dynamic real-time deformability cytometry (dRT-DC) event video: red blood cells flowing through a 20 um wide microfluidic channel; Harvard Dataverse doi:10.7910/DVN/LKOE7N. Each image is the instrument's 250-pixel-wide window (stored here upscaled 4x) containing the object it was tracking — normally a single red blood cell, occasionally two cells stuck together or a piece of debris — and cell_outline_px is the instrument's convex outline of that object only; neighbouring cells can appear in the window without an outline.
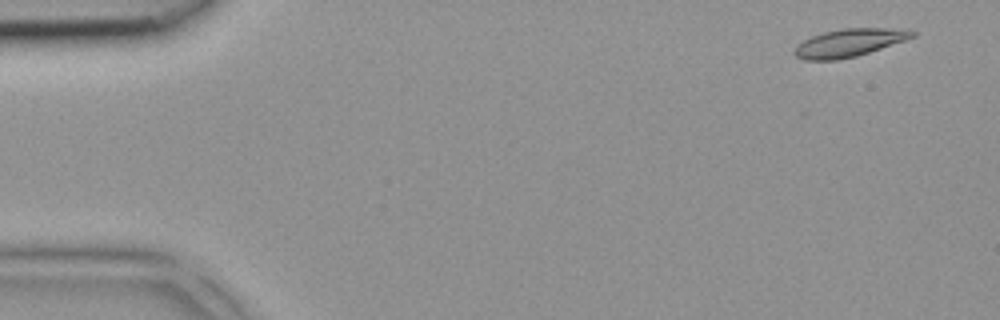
{"species": "common noctule bat (a hibernating species)", "species_latin": "Nyctalus noctula", "temperature_condition": "room temperature", "stored_images_in_passage": 4, "camera_frame_rate_fps": 3000, "um_per_image_px": 0.085, "animal": {"sex": "female", "body_mass_g": 18.4}, "frame": {"image": 1, "passage_image": 1, "time_ms": 0.0, "image_size_px": [1000, 320], "cell_outline_px": [[916, 36], [856, 56], [836, 60], [804, 60], [796, 56], [792, 52], [796, 44], [812, 36], [824, 32], [840, 28], [908, 28], [916, 32]], "centroid_in_image_um": [72.16, 3.62], "position_along_channel_um": 12.8, "area_um2": 19.19}}